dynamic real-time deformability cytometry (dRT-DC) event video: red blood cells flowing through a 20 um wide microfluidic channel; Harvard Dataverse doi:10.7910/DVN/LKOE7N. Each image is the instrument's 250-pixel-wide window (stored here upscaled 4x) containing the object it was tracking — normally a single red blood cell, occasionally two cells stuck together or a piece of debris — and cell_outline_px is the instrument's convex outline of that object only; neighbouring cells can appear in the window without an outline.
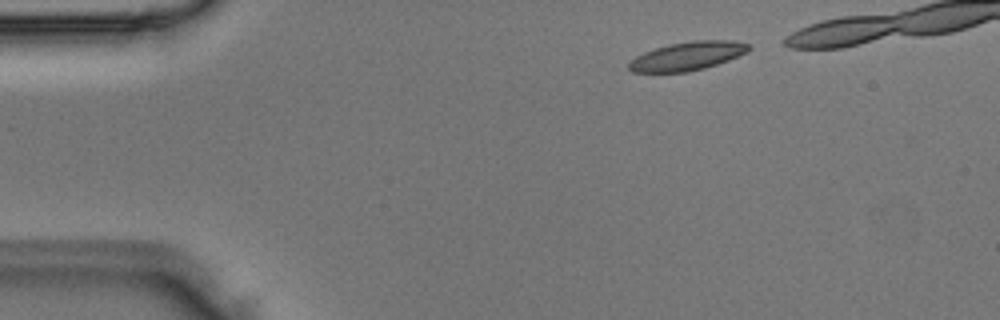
{"species": "Egyptian fruit bat (a non-hibernating species)", "species_latin": "Rousettus aegyptiacus", "temperature_condition": "room temperature", "stored_images_in_passage": 6, "camera_frame_rate_fps": 3000, "um_per_image_px": 0.085, "animal": {"sex": "male"}, "frame": {"image": 1, "passage_image": 1, "time_ms": 0.0, "image_size_px": [1000, 320], "cell_outline_px": [[752, 48], [748, 52], [728, 60], [704, 68], [688, 72], [632, 72], [628, 68], [628, 64], [636, 56], [644, 52], [668, 44], [692, 40], [732, 40], [748, 44]], "centroid_in_image_um": [58.44, 4.76], "position_along_channel_um": 26.6, "area_um2": 19.94}}
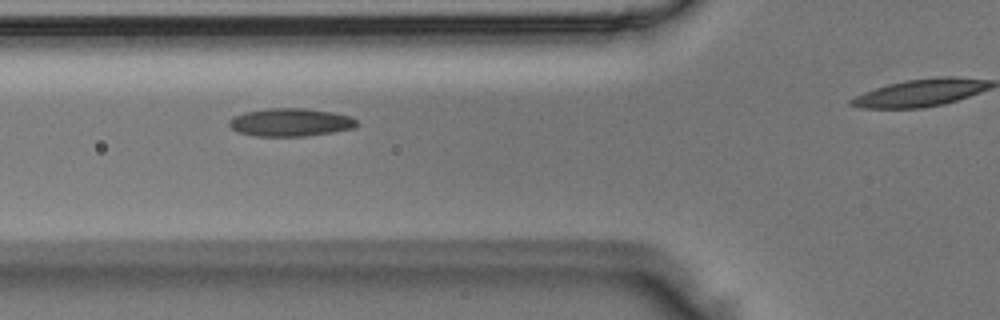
{"frame": {"image": 2, "passage_image": 4, "time_ms": 1.0, "image_size_px": [1000, 320], "cell_outline_px": [[360, 124], [356, 128], [332, 132], [304, 136], [256, 136], [236, 132], [228, 124], [228, 120], [244, 112], [268, 108], [304, 108], [332, 112], [348, 116], [356, 120]], "centroid_in_image_um": [24.69, 10.4], "position_along_channel_um": 101.1, "area_um2": 20.87}}